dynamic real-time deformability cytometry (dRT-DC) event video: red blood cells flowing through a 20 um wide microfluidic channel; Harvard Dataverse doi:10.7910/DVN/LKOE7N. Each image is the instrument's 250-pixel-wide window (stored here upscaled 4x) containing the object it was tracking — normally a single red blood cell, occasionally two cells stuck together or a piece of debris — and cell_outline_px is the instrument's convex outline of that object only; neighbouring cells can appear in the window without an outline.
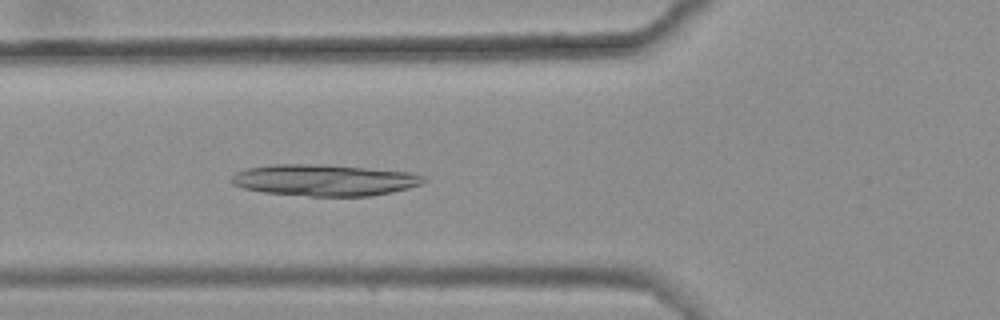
{"species": "common noctule bat (a hibernating species)", "species_latin": "Nyctalus noctula", "temperature_condition": "warm", "stored_images_in_passage": 30, "camera_frame_rate_fps": 3000, "um_per_image_px": 0.085, "animal": {"sex": "female", "body_mass_g": 25.1}, "frame": {"image": 1, "passage_image": 7, "time_ms": 2.0, "image_size_px": [1000, 320], "cell_outline_px": [[428, 180], [424, 184], [392, 192], [368, 196], [308, 196], [264, 192], [244, 188], [232, 184], [228, 180], [236, 172], [248, 168], [268, 164], [324, 164], [412, 172], [424, 176]], "centroid_in_image_um": [27.59, 15.3], "position_along_channel_um": 98.2, "area_um2": 35.55}}
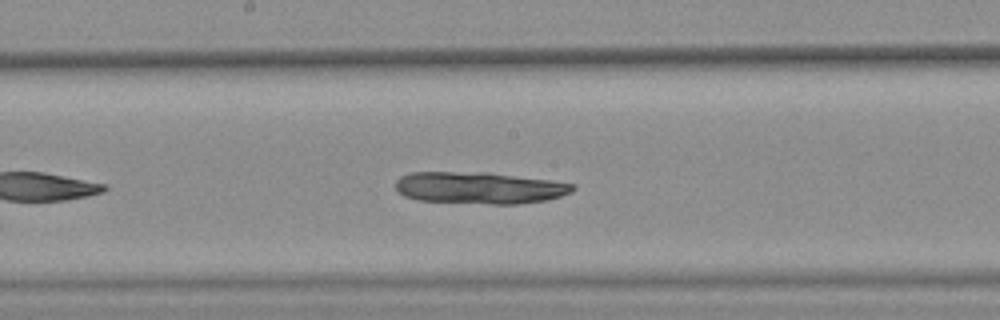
{"frame": {"image": 2, "passage_image": 16, "time_ms": 5.0, "image_size_px": [1000, 320], "cell_outline_px": [[576, 188], [572, 192], [560, 196], [544, 200], [520, 204], [492, 204], [420, 200], [404, 196], [396, 188], [396, 180], [400, 176], [412, 172], [488, 172], [548, 180], [576, 184]], "centroid_in_image_um": [40.76, 15.96], "position_along_channel_um": 207.4, "area_um2": 32.77}}
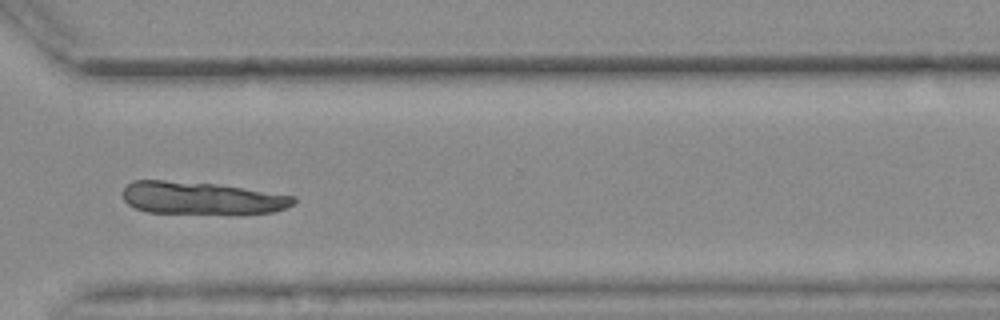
{"frame": {"image": 3, "passage_image": 28, "time_ms": 9.0, "image_size_px": [1000, 320], "cell_outline_px": [[296, 200], [292, 204], [284, 208], [272, 212], [232, 216], [144, 212], [128, 204], [124, 200], [124, 188], [132, 180], [164, 180], [212, 184], [296, 196]], "centroid_in_image_um": [17.13, 16.89], "position_along_channel_um": 353.5, "area_um2": 33.06}}